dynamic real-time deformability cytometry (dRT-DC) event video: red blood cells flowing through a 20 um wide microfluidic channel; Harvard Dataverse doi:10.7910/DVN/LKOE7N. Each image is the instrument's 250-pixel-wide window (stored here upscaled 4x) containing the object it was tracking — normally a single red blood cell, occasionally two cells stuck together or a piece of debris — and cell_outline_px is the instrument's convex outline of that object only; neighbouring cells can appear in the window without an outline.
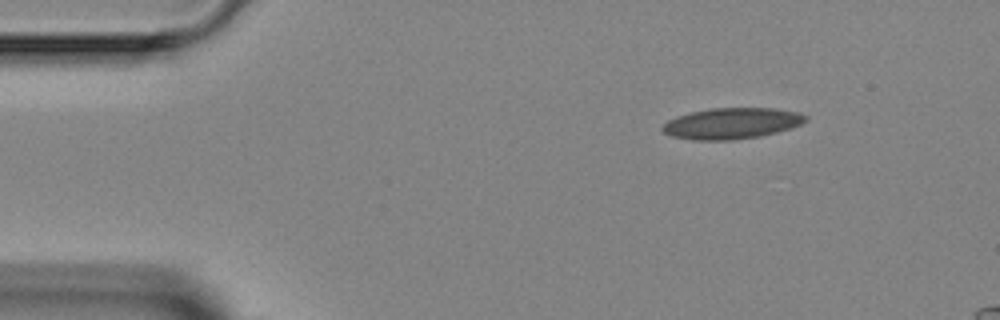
{"species": "Egyptian fruit bat (a non-hibernating species)", "species_latin": "Rousettus aegyptiacus", "temperature_condition": "room temperature", "stored_images_in_passage": 5, "segment_of_instrument_passage": [2, 2], "camera_frame_rate_fps": 3000, "um_per_image_px": 0.085, "animal": {"sex": "female"}, "frame": {"image": 1, "passage_image": 5, "time_ms": 4.667, "image_size_px": [1000, 320], "cell_outline_px": [[808, 120], [792, 128], [760, 136], [732, 140], [692, 140], [672, 136], [664, 132], [660, 128], [668, 120], [676, 116], [692, 112], [712, 108], [772, 108], [800, 112], [808, 116]], "centroid_in_image_um": [62.21, 10.49], "position_along_channel_um": 22.8, "area_um2": 25.95}}